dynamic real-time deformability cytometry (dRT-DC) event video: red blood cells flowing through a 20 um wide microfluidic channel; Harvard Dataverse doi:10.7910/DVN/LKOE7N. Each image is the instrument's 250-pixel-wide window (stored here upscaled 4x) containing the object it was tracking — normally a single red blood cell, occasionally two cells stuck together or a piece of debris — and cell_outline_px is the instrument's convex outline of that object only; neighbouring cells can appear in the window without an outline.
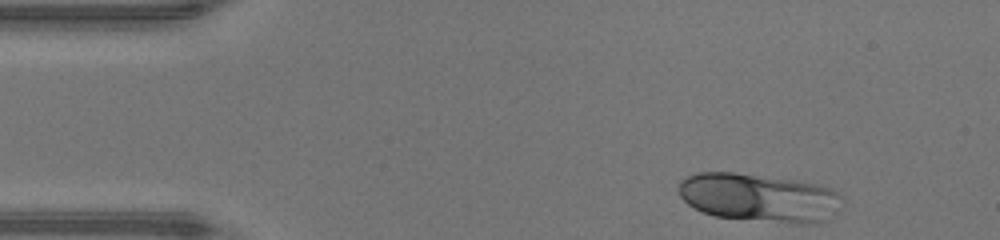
{"species": "human", "species_latin": "Homo sapiens", "temperature_condition": "warm", "stored_images_in_passage": 42, "camera_frame_rate_fps": 3000, "um_per_image_px": 0.085, "donor": {"sex": "male"}, "frame": {"image": 1, "passage_image": 1, "time_ms": 0.0, "image_size_px": [1000, 240], "cell_outline_px": [[844, 200], [828, 220], [812, 224], [796, 224], [716, 216], [704, 212], [688, 204], [680, 196], [680, 180], [688, 176], [700, 172], [732, 172], [796, 180], [820, 184], [832, 188]], "centroid_in_image_um": [64.58, 16.8], "position_along_channel_um": 20.4, "area_um2": 46.12}}
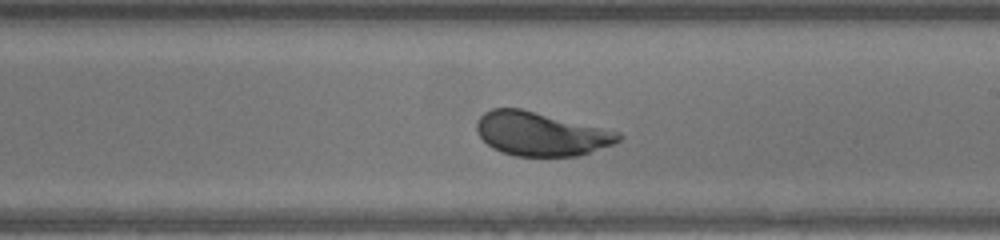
{"frame": {"image": 2, "passage_image": 22, "time_ms": 7.0, "image_size_px": [1000, 240], "cell_outline_px": [[624, 136], [620, 140], [612, 144], [576, 156], [516, 156], [492, 148], [476, 132], [476, 120], [484, 112], [492, 108], [520, 108], [620, 132]], "centroid_in_image_um": [45.94, 11.37], "position_along_channel_um": 243.1, "area_um2": 35.89}}
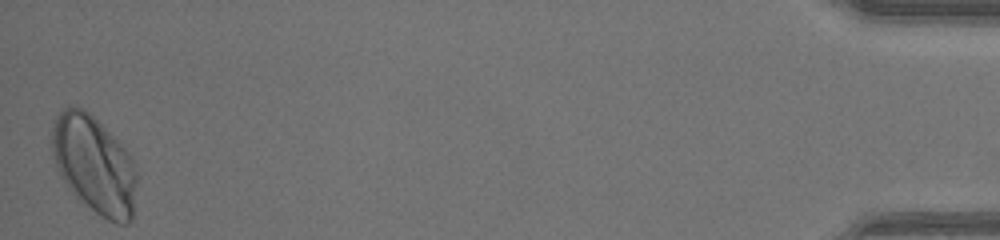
{"frame": {"image": 3, "passage_image": 42, "time_ms": 13.667, "image_size_px": [1000, 240], "cell_outline_px": [[136, 180], [132, 220], [128, 224], [116, 224], [100, 216], [80, 200], [64, 180], [56, 164], [52, 148], [52, 132], [56, 116], [64, 108], [72, 104], [88, 112], [128, 152], [136, 168]], "centroid_in_image_um": [8.03, 14.02], "position_along_channel_um": 427.2, "area_um2": 47.45}, "authors_computed_cell_mechanics": {"area_um2": 39.3329, "velocity_mm_per_s": 4.3115, "shape_relaxation_time_tau1_ms": 4.5041, "shape_relaxation_time_tau2_ms": null, "deformation_change_tau1": 0.1777, "deformation_change_tau2": null}}